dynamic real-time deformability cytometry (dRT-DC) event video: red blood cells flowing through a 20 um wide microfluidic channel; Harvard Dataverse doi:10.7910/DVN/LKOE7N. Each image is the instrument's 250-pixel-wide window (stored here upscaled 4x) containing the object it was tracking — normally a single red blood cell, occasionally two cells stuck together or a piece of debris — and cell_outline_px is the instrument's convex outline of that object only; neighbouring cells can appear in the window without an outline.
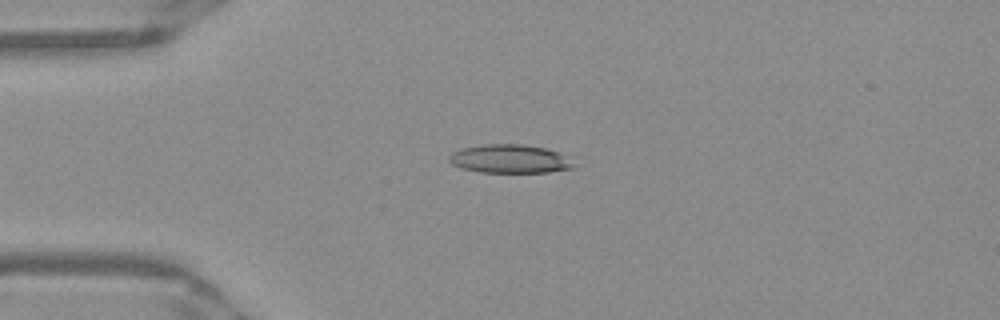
{"species": "Egyptian fruit bat (a non-hibernating species)", "species_latin": "Rousettus aegyptiacus", "temperature_condition": "warm", "stored_images_in_passage": 41, "camera_frame_rate_fps": 3000, "um_per_image_px": 0.085, "frame": {"image": 1, "passage_image": 2, "time_ms": 0.333, "image_size_px": [1000, 320], "cell_outline_px": [[576, 168], [548, 172], [480, 172], [464, 168], [452, 164], [448, 160], [448, 156], [452, 152], [460, 148], [484, 144], [524, 144], [544, 148], [556, 152], [572, 164]], "centroid_in_image_um": [43.25, 13.5], "position_along_channel_um": 41.8, "area_um2": 20.4}}
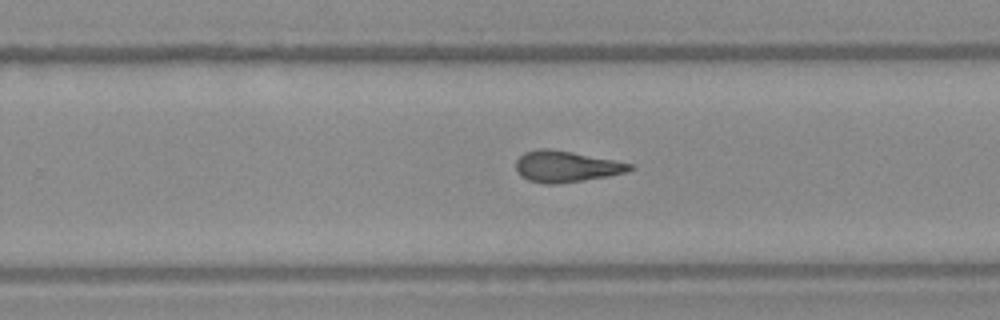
{"frame": {"image": 2, "passage_image": 22, "time_ms": 7.0, "image_size_px": [1000, 320], "cell_outline_px": [[636, 168], [628, 172], [608, 176], [584, 180], [556, 184], [544, 184], [528, 180], [520, 176], [516, 168], [516, 160], [524, 152], [536, 148], [548, 148], [572, 152], [616, 160], [632, 164]], "centroid_in_image_um": [48.13, 14.15], "position_along_channel_um": 281.7, "area_um2": 20.92}}
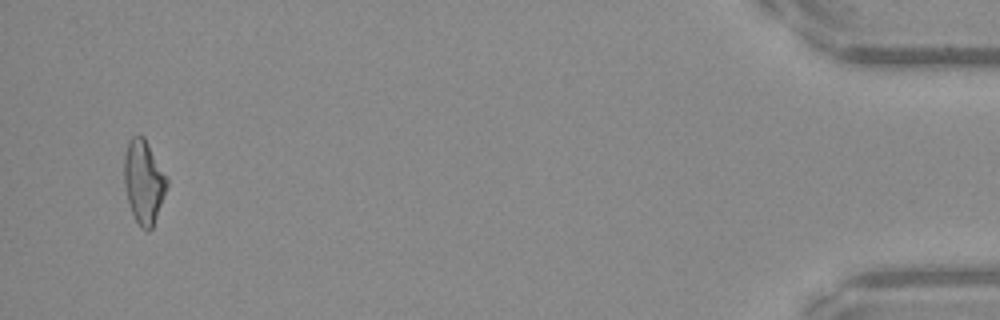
{"frame": {"image": 3, "passage_image": 39, "time_ms": 12.667, "image_size_px": [1000, 320], "cell_outline_px": [[168, 184], [164, 196], [152, 228], [148, 232], [140, 228], [132, 212], [128, 200], [124, 184], [124, 156], [128, 140], [132, 136], [144, 136], [168, 180]], "centroid_in_image_um": [12.2, 15.45], "position_along_channel_um": 423.0, "area_um2": 20.58}, "authors_computed_cell_mechanics": {"area_um2": 20.808, "velocity_mm_per_s": 3.9588, "shape_relaxation_time_tau1_ms": null, "shape_relaxation_time_tau2_ms": 3.1178, "deformation_change_tau1": null, "deformation_change_tau2": 0.1348}}